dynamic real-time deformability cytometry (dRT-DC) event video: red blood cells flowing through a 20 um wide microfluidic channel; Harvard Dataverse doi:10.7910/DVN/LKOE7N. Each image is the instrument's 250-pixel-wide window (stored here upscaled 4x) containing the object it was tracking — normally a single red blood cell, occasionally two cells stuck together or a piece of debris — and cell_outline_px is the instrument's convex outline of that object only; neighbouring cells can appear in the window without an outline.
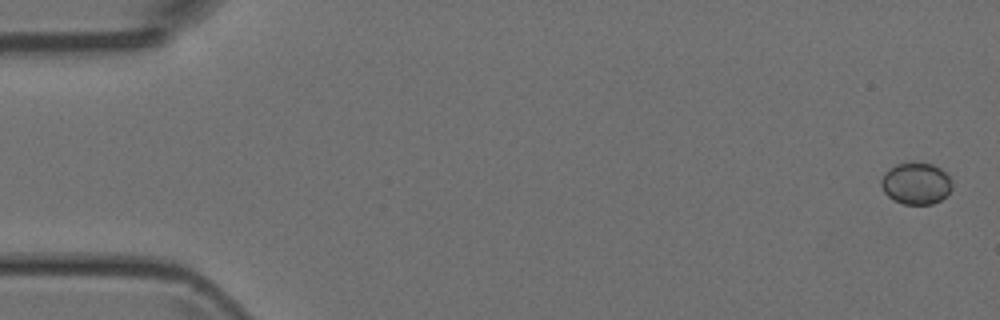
{"species": "Egyptian fruit bat (a non-hibernating species)", "species_latin": "Rousettus aegyptiacus", "temperature_condition": "room temperature", "stored_images_in_passage": 4, "camera_frame_rate_fps": 3000, "um_per_image_px": 0.085, "animal": {"sex": "female"}, "frame": {"image": 1, "passage_image": 1, "time_ms": 0.0, "image_size_px": [1000, 320], "cell_outline_px": [[952, 188], [940, 200], [932, 204], [904, 204], [892, 200], [884, 192], [880, 184], [880, 180], [884, 172], [896, 164], [908, 160], [912, 160], [932, 164], [940, 168], [952, 180]], "centroid_in_image_um": [77.83, 15.56], "position_along_channel_um": 7.2, "area_um2": 17.63}}